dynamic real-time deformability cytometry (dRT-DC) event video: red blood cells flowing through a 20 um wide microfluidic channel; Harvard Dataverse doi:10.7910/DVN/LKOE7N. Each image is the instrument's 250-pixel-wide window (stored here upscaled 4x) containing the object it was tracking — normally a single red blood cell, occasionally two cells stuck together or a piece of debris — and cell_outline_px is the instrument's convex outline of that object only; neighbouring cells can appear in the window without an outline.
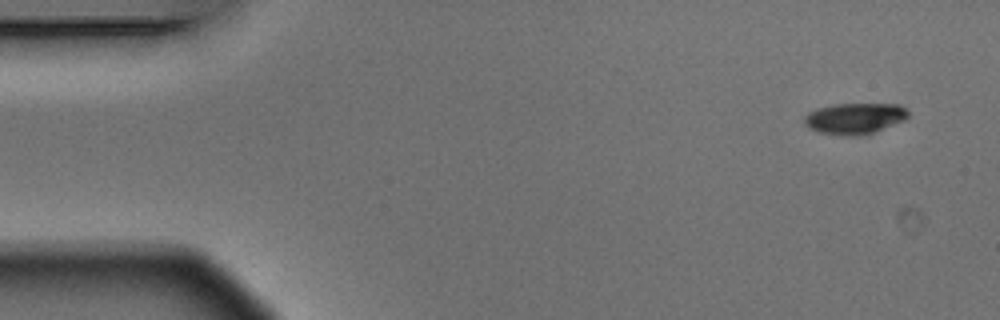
{"species": "Egyptian fruit bat (a non-hibernating species)", "species_latin": "Rousettus aegyptiacus", "temperature_condition": "warm", "stored_images_in_passage": 3, "camera_frame_rate_fps": 3000, "um_per_image_px": 0.085, "animal": {"sex": "male"}, "frame": {"image": 1, "passage_image": 1, "time_ms": 0.0, "image_size_px": [1000, 320], "cell_outline_px": [[908, 116], [904, 120], [872, 132], [860, 136], [848, 136], [820, 132], [808, 128], [804, 124], [804, 116], [808, 112], [816, 108], [836, 104], [900, 104], [908, 112]], "centroid_in_image_um": [72.61, 10.06], "position_along_channel_um": 12.4, "area_um2": 18.67}}